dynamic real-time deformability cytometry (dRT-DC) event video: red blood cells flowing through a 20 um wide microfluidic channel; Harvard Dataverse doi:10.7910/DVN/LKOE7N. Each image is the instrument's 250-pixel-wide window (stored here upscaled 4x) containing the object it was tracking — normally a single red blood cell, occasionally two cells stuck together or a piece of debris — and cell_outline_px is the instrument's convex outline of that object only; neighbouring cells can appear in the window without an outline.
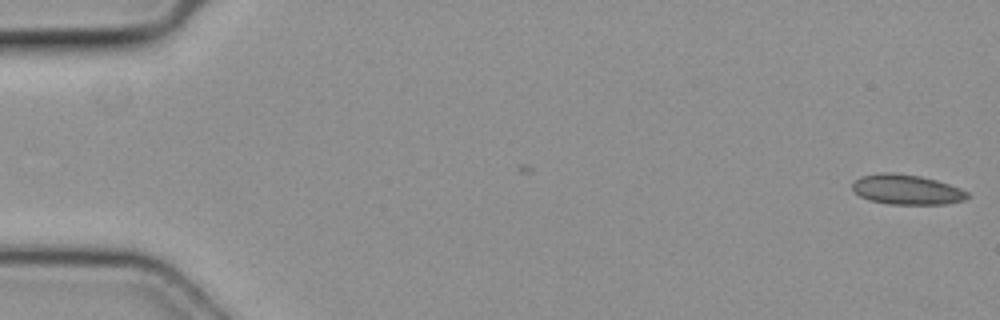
{"species": "common noctule bat (a hibernating species)", "species_latin": "Nyctalus noctula", "temperature_condition": "cold", "stored_images_in_passage": 5, "camera_frame_rate_fps": 3000, "um_per_image_px": 0.085, "animal": {"sex": "female", "body_mass_g": 19.3, "forearm_length_mm": 54.1}, "frame": {"image": 1, "passage_image": 1, "time_ms": 0.0, "image_size_px": [1000, 320], "cell_outline_px": [[968, 196], [964, 200], [944, 204], [888, 204], [868, 200], [860, 196], [852, 188], [852, 184], [860, 176], [880, 172], [892, 172], [920, 176], [936, 180], [960, 188], [968, 192]], "centroid_in_image_um": [77.04, 16.11], "position_along_channel_um": 8.0, "area_um2": 20.06}}
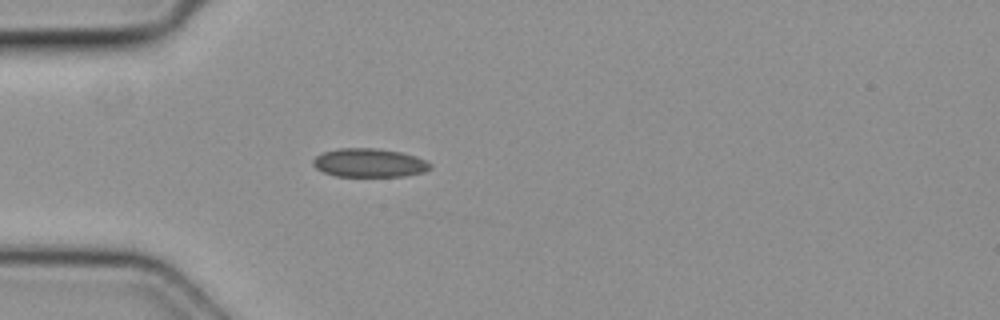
{"frame": {"image": 2, "passage_image": 5, "time_ms": 1.333, "image_size_px": [1000, 320], "cell_outline_px": [[432, 168], [424, 172], [404, 176], [336, 176], [324, 172], [316, 168], [312, 164], [312, 160], [316, 156], [324, 152], [340, 148], [376, 148], [400, 152], [416, 156], [432, 164]], "centroid_in_image_um": [31.4, 13.84], "position_along_channel_um": 53.6, "area_um2": 19.54}}